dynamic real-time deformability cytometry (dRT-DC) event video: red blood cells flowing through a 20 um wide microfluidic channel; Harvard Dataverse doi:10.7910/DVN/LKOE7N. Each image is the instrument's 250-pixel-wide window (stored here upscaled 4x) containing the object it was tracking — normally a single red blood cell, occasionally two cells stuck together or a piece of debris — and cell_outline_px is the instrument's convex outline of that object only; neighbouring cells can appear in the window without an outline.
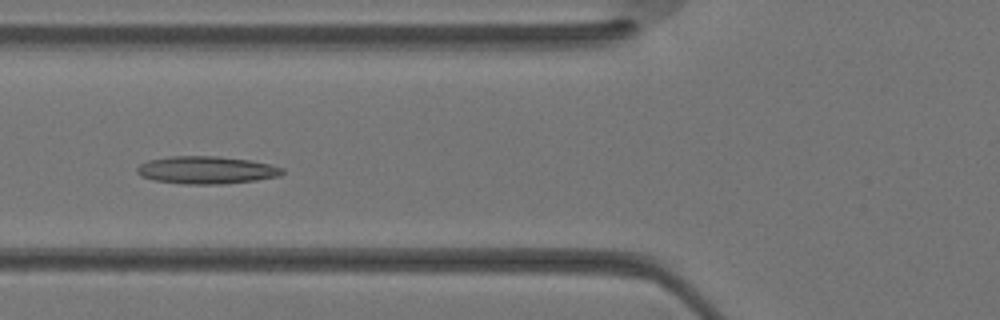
{"species": "Egyptian fruit bat (a non-hibernating species)", "species_latin": "Rousettus aegyptiacus", "temperature_condition": "warm", "stored_images_in_passage": 34, "camera_frame_rate_fps": 3000, "um_per_image_px": 0.085, "animal": {"sex": "female"}, "frame": {"image": 1, "passage_image": 13, "time_ms": 4.0, "image_size_px": [1000, 320], "cell_outline_px": [[284, 172], [280, 176], [256, 180], [224, 184], [184, 184], [152, 180], [140, 176], [136, 172], [136, 168], [140, 164], [148, 160], [168, 156], [216, 156], [252, 160], [272, 164], [284, 168]], "centroid_in_image_um": [17.55, 14.45], "position_along_channel_um": 108.2, "area_um2": 23.7}}
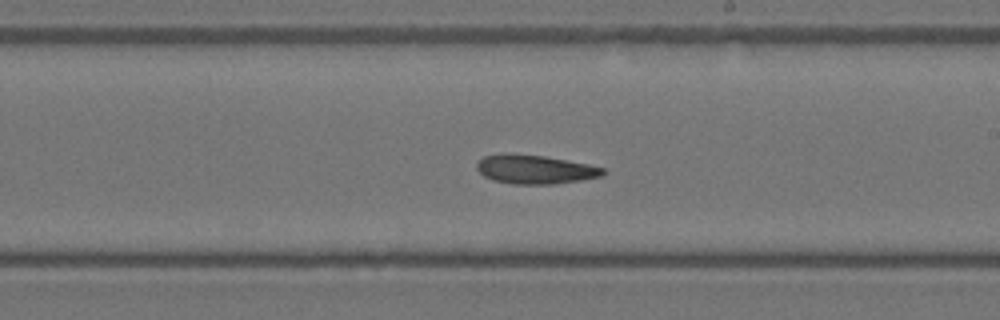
{"frame": {"image": 2, "passage_image": 20, "time_ms": 6.333, "image_size_px": [1000, 320], "cell_outline_px": [[604, 176], [580, 180], [552, 184], [512, 184], [492, 180], [484, 176], [476, 168], [476, 164], [484, 156], [504, 152], [544, 156], [588, 164], [604, 168]], "centroid_in_image_um": [45.44, 14.39], "position_along_channel_um": 243.6, "area_um2": 21.33}}
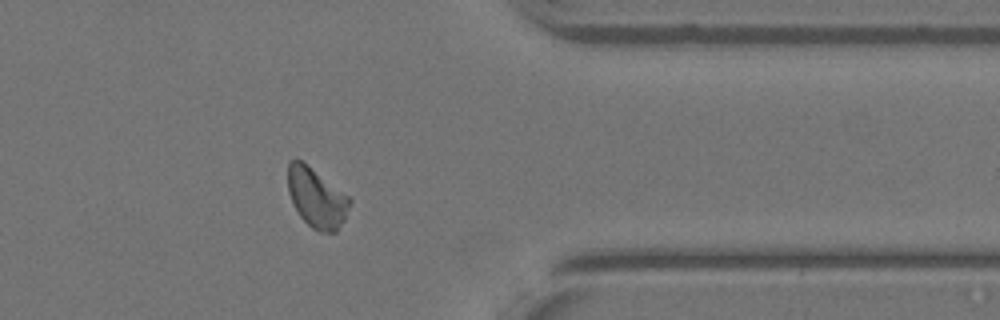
{"frame": {"image": 3, "passage_image": 28, "time_ms": 9.0, "image_size_px": [1000, 320], "cell_outline_px": [[352, 200], [344, 220], [336, 232], [320, 232], [312, 228], [300, 216], [288, 192], [288, 164], [292, 160], [300, 160], [348, 196]], "centroid_in_image_um": [26.91, 16.85], "position_along_channel_um": 384.5, "area_um2": 20.87}}